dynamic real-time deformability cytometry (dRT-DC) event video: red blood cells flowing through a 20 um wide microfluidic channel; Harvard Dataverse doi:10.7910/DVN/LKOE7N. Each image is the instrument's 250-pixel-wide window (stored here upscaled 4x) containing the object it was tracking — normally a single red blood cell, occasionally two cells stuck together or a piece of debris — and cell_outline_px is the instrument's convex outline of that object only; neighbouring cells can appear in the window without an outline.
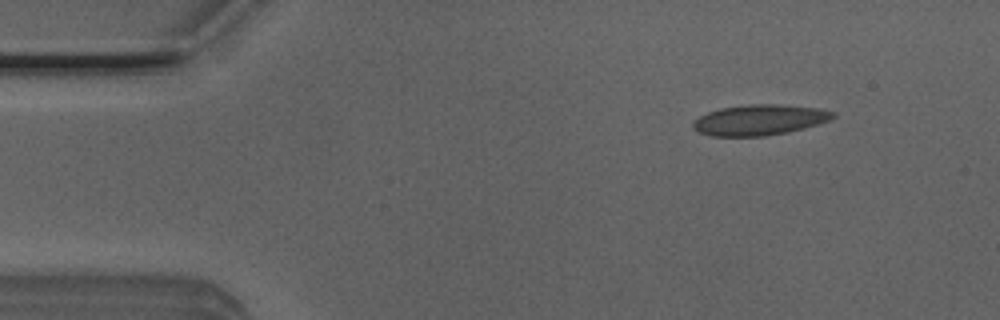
{"species": "Egyptian fruit bat (a non-hibernating species)", "species_latin": "Rousettus aegyptiacus", "temperature_condition": "room temperature", "stored_images_in_passage": 4, "camera_frame_rate_fps": 3000, "um_per_image_px": 0.085, "animal": {"sex": "male"}, "frame": {"image": 1, "passage_image": 1, "time_ms": 0.0, "image_size_px": [1000, 320], "cell_outline_px": [[836, 116], [828, 120], [804, 128], [788, 132], [764, 136], [712, 136], [700, 132], [692, 128], [692, 124], [700, 116], [708, 112], [720, 108], [752, 104], [776, 104], [820, 108], [836, 112]], "centroid_in_image_um": [64.57, 10.19], "position_along_channel_um": 20.4, "area_um2": 24.8}}
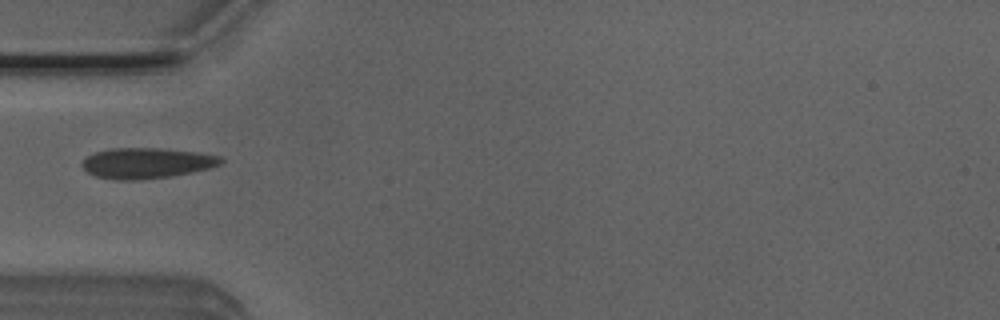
{"frame": {"image": 2, "passage_image": 3, "time_ms": 0.667, "image_size_px": [1000, 320], "cell_outline_px": [[224, 160], [220, 164], [208, 168], [192, 172], [168, 176], [140, 180], [116, 180], [96, 176], [88, 172], [80, 164], [88, 156], [96, 152], [112, 148], [160, 148], [196, 152], [220, 156]], "centroid_in_image_um": [12.45, 13.86], "position_along_channel_um": 72.5, "area_um2": 24.51}}